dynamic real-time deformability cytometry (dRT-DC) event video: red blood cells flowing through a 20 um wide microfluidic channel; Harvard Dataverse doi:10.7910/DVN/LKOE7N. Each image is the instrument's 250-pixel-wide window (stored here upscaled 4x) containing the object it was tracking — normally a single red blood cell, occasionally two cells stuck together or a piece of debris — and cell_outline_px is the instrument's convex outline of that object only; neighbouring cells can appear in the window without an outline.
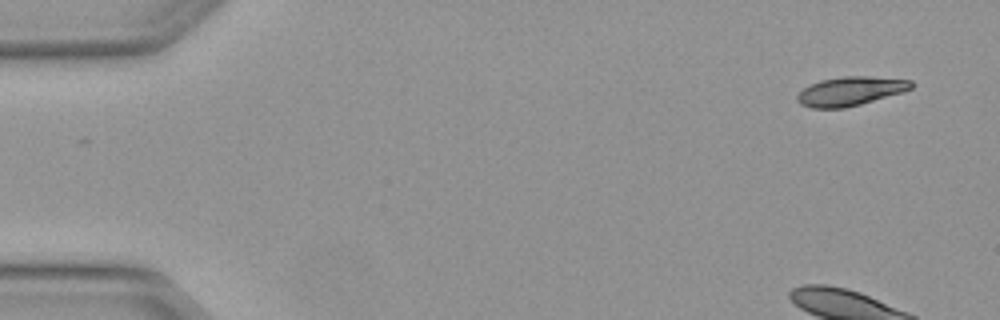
{"species": "Egyptian fruit bat (a non-hibernating species)", "species_latin": "Rousettus aegyptiacus", "temperature_condition": "warm", "stored_images_in_passage": 4, "camera_frame_rate_fps": 3000, "um_per_image_px": 0.085, "animal": {"sex": "female"}, "frame": {"image": 1, "passage_image": 1, "time_ms": 0.0, "image_size_px": [1000, 320], "cell_outline_px": [[912, 88], [904, 92], [860, 104], [844, 108], [812, 108], [800, 104], [796, 100], [796, 96], [804, 88], [820, 80], [844, 76], [868, 76], [912, 80]], "centroid_in_image_um": [72.28, 7.75], "position_along_channel_um": 12.7, "area_um2": 19.19}}